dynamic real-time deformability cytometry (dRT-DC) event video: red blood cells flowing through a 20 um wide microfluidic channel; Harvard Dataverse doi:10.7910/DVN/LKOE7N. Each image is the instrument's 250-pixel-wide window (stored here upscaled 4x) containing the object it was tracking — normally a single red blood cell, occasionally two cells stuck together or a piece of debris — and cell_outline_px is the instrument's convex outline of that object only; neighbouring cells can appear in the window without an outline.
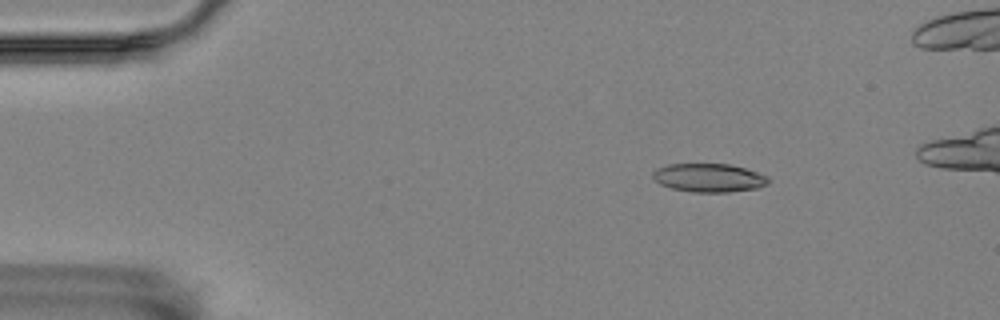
{"species": "Egyptian fruit bat (a non-hibernating species)", "species_latin": "Rousettus aegyptiacus", "temperature_condition": "room temperature", "stored_images_in_passage": 13, "camera_frame_rate_fps": 3000, "um_per_image_px": 0.085, "animal": {"sex": "female"}, "frame": {"image": 1, "passage_image": 4, "time_ms": 1.0, "image_size_px": [1000, 320], "cell_outline_px": [[772, 180], [768, 184], [756, 188], [728, 192], [692, 192], [672, 188], [660, 184], [652, 176], [652, 172], [656, 168], [668, 164], [728, 164], [744, 168], [768, 176]], "centroid_in_image_um": [60.26, 15.11], "position_along_channel_um": 24.7, "area_um2": 19.19}}